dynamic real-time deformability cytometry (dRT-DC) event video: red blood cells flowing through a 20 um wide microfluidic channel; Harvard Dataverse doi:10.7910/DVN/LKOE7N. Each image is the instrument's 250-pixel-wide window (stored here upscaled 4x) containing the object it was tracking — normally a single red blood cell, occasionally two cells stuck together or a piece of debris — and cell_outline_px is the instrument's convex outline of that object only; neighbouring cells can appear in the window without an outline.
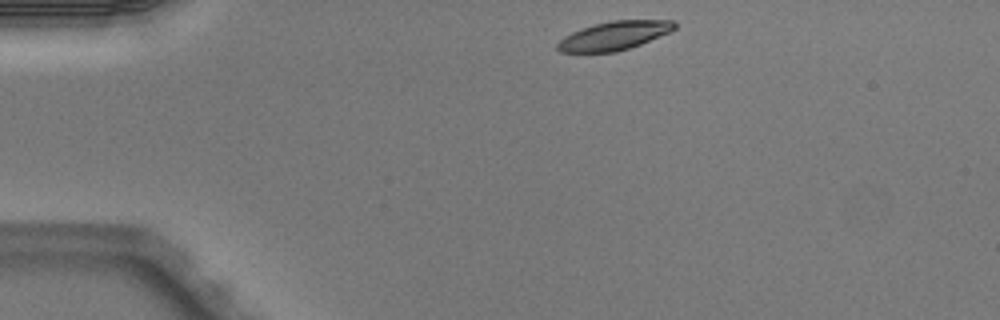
{"species": "Egyptian fruit bat (a non-hibernating species)", "species_latin": "Rousettus aegyptiacus", "temperature_condition": "warm", "stored_images_in_passage": 4, "camera_frame_rate_fps": 3000, "um_per_image_px": 0.085, "animal": {"sex": "male"}, "frame": {"image": 1, "passage_image": 1, "time_ms": 0.0, "image_size_px": [1000, 320], "cell_outline_px": [[676, 28], [668, 32], [640, 44], [616, 52], [560, 52], [556, 48], [556, 44], [564, 36], [580, 28], [592, 24], [612, 20], [672, 20], [676, 24]], "centroid_in_image_um": [52.15, 3.02], "position_along_channel_um": 32.8, "area_um2": 19.48}}
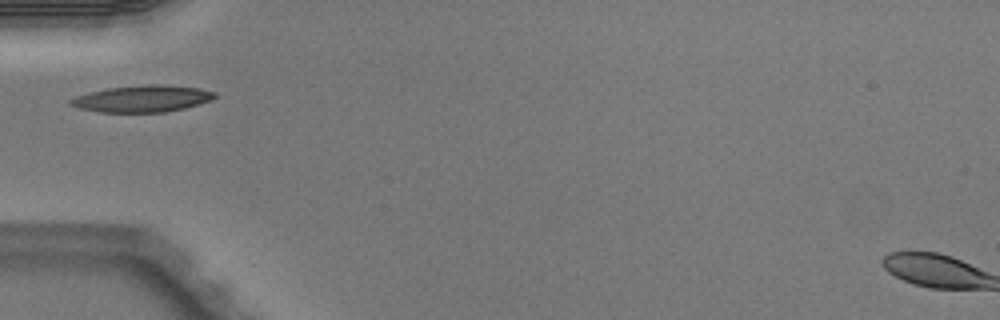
{"frame": {"image": 2, "passage_image": 3, "time_ms": 0.667, "image_size_px": [1000, 320], "cell_outline_px": [[216, 96], [212, 100], [184, 108], [164, 112], [100, 112], [80, 108], [68, 104], [68, 100], [76, 96], [108, 88], [144, 84], [160, 84], [196, 88], [216, 92]], "centroid_in_image_um": [12.09, 8.39], "position_along_channel_um": 72.9, "area_um2": 22.25}}
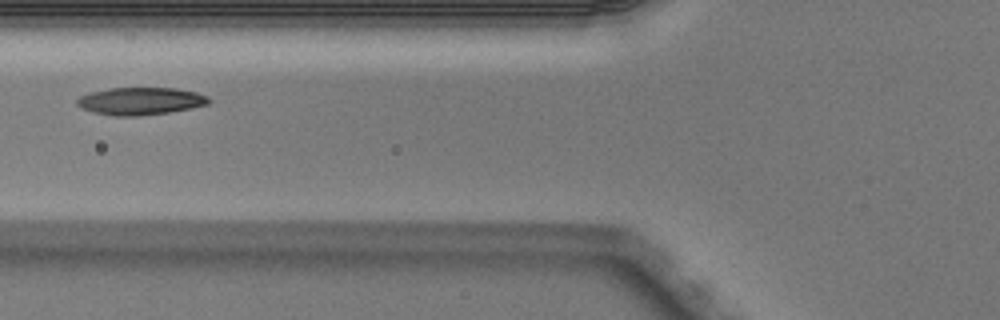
{"frame": {"image": 3, "passage_image": 4, "time_ms": 1.0, "image_size_px": [1000, 320], "cell_outline_px": [[212, 100], [208, 104], [192, 108], [168, 112], [136, 116], [116, 116], [92, 112], [76, 104], [76, 100], [80, 96], [92, 92], [108, 88], [176, 88], [196, 92], [208, 96]], "centroid_in_image_um": [11.97, 8.59], "position_along_channel_um": 113.8, "area_um2": 21.04}}